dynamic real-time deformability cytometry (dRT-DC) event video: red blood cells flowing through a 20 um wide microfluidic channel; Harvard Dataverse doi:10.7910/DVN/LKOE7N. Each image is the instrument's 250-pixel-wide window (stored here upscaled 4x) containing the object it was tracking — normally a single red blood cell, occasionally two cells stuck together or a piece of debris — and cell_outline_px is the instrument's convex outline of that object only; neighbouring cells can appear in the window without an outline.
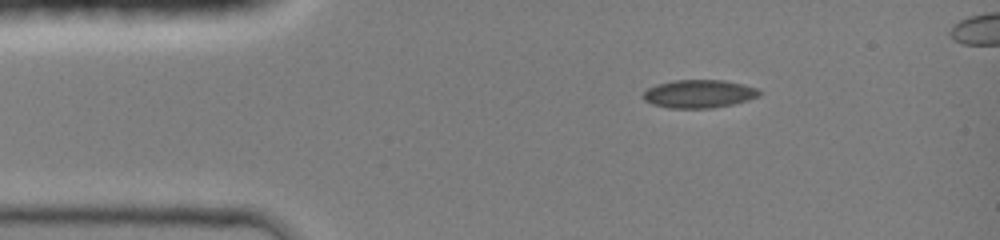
{"species": "common noctule bat (a hibernating species)", "species_latin": "Nyctalus noctula", "temperature_condition": "room temperature", "stored_images_in_passage": 10, "camera_frame_rate_fps": 3000, "um_per_image_px": 0.085, "animal": {"sex": "female", "body_mass_g": 19.0, "forearm_length_mm": 51.5}, "frame": {"image": 1, "passage_image": 1, "time_ms": 0.0, "image_size_px": [1000, 240], "cell_outline_px": [[760, 96], [748, 100], [732, 104], [712, 108], [668, 108], [652, 104], [644, 100], [644, 92], [648, 88], [656, 84], [672, 80], [724, 80], [744, 84], [760, 88]], "centroid_in_image_um": [59.44, 7.97], "position_along_channel_um": 25.6, "area_um2": 19.19}}
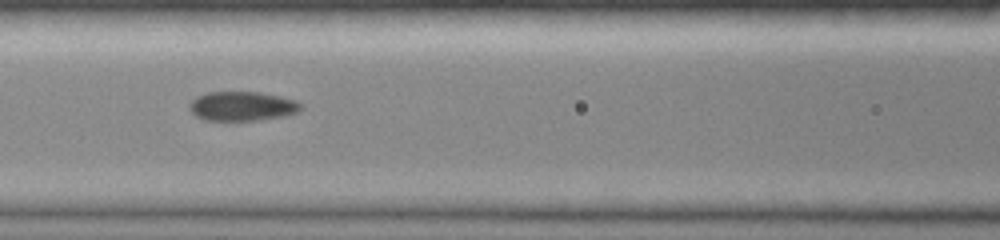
{"frame": {"image": 2, "passage_image": 7, "time_ms": 4.0, "image_size_px": [1000, 240], "cell_outline_px": [[300, 112], [284, 116], [256, 120], [204, 120], [196, 116], [188, 108], [188, 104], [196, 96], [208, 92], [256, 92], [280, 96], [296, 100], [300, 104]], "centroid_in_image_um": [20.56, 9.02], "position_along_channel_um": 146.0, "area_um2": 19.02}}
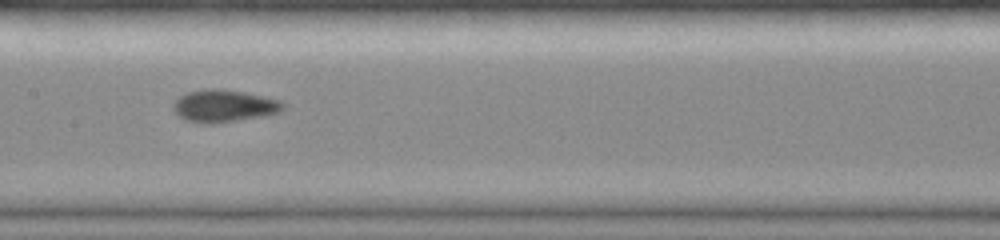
{"frame": {"image": 3, "passage_image": 9, "time_ms": 5.0, "image_size_px": [1000, 240], "cell_outline_px": [[284, 108], [280, 112], [268, 116], [212, 124], [208, 124], [184, 120], [172, 108], [172, 104], [180, 96], [188, 92], [208, 88], [212, 88], [244, 92], [280, 100], [284, 104]], "centroid_in_image_um": [19.05, 9.02], "position_along_channel_um": 188.3, "area_um2": 20.75}}